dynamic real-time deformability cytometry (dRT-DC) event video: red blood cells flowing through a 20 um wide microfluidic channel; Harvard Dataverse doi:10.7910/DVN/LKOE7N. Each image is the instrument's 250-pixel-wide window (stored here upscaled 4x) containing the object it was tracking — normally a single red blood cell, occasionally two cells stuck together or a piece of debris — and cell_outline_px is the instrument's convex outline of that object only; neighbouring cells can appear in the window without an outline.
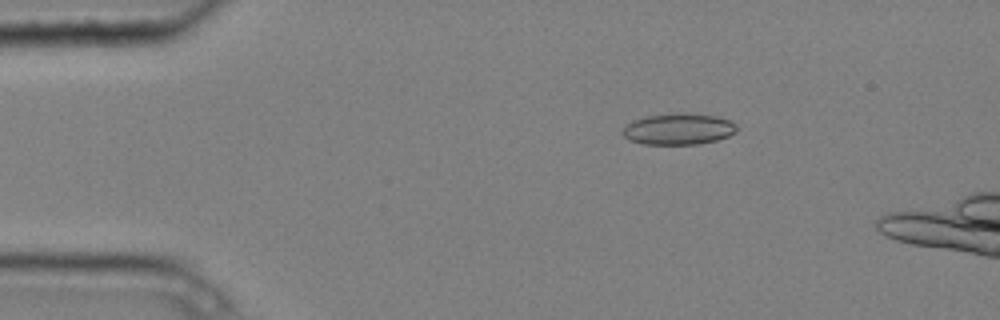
{"species": "common noctule bat (a hibernating species)", "species_latin": "Nyctalus noctula", "temperature_condition": "cold", "stored_images_in_passage": 4, "camera_frame_rate_fps": 3000, "um_per_image_px": 0.085, "animal": {"sex": "male", "body_mass_g": 20.4}, "frame": {"image": 1, "passage_image": 2, "time_ms": 0.333, "image_size_px": [1000, 320], "cell_outline_px": [[736, 132], [728, 136], [716, 140], [700, 144], [644, 144], [628, 140], [624, 136], [624, 128], [632, 120], [648, 116], [684, 112], [716, 116], [732, 120], [736, 124]], "centroid_in_image_um": [57.71, 10.96], "position_along_channel_um": 27.3, "area_um2": 20.81}}